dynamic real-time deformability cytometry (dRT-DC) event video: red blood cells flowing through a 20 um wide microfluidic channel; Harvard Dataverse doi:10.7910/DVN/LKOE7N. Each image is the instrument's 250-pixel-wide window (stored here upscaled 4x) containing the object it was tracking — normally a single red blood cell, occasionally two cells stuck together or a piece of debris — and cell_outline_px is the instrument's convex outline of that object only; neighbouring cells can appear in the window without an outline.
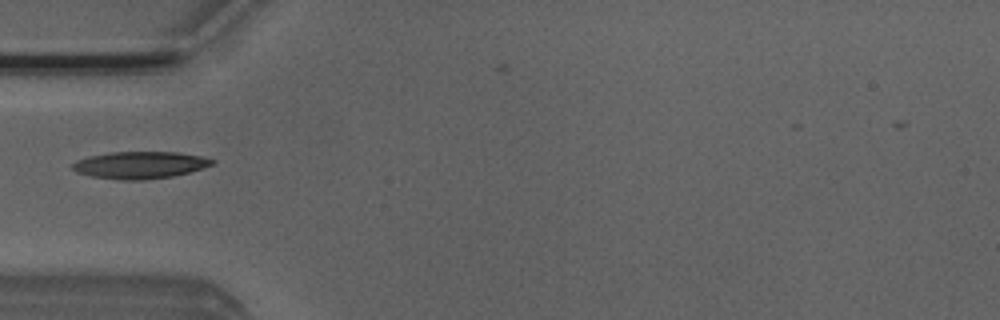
{"species": "Egyptian fruit bat (a non-hibernating species)", "species_latin": "Rousettus aegyptiacus", "temperature_condition": "room temperature", "stored_images_in_passage": 2, "camera_frame_rate_fps": 3000, "um_per_image_px": 0.085, "animal": {"sex": "male"}, "frame": {"image": 1, "passage_image": 1, "time_ms": 0.0, "image_size_px": [1000, 320], "cell_outline_px": [[216, 160], [212, 164], [188, 172], [172, 176], [144, 180], [120, 180], [92, 176], [76, 172], [72, 168], [72, 164], [76, 160], [88, 156], [112, 152], [176, 152], [200, 156]], "centroid_in_image_um": [11.85, 14.02], "position_along_channel_um": 73.2, "area_um2": 21.85}}